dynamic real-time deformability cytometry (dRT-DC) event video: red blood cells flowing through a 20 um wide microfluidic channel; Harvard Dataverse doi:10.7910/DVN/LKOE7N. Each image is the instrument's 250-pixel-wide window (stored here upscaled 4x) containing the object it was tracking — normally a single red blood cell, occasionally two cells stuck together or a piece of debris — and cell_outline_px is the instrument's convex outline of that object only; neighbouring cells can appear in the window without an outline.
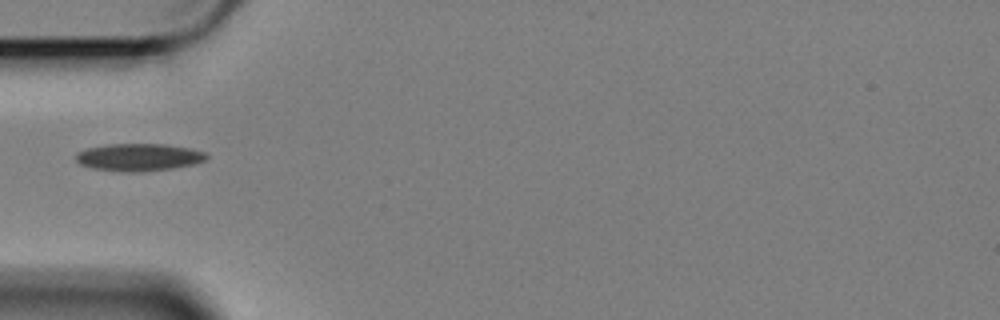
{"species": "Egyptian fruit bat (a non-hibernating species)", "species_latin": "Rousettus aegyptiacus", "temperature_condition": "cold", "stored_images_in_passage": 10, "camera_frame_rate_fps": 3000, "um_per_image_px": 0.085, "animal": {"sex": "female"}, "frame": {"image": 1, "passage_image": 1, "time_ms": 0.0, "image_size_px": [1000, 320], "cell_outline_px": [[208, 160], [196, 164], [172, 168], [136, 172], [132, 172], [92, 168], [80, 164], [76, 160], [76, 152], [88, 148], [108, 144], [164, 144], [192, 148], [204, 152], [208, 156]], "centroid_in_image_um": [11.84, 13.35], "position_along_channel_um": 73.2, "area_um2": 20.87}}
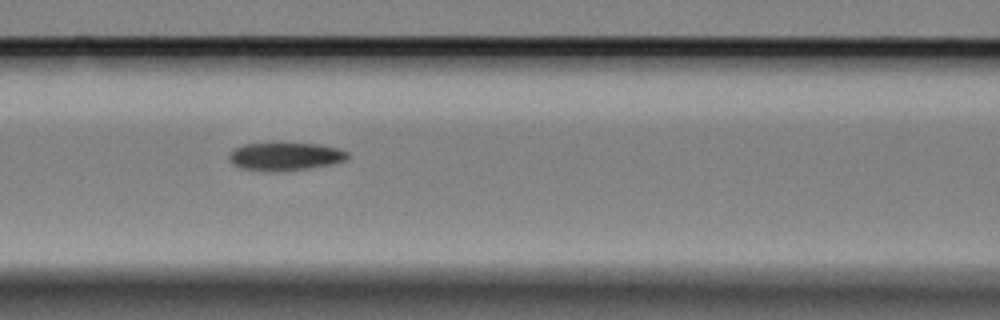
{"frame": {"image": 2, "passage_image": 7, "time_ms": 2.0, "image_size_px": [1000, 320], "cell_outline_px": [[348, 156], [344, 160], [332, 164], [308, 168], [240, 168], [232, 164], [228, 160], [228, 156], [236, 148], [244, 144], [280, 140], [316, 144], [336, 148], [348, 152]], "centroid_in_image_um": [24.23, 13.2], "position_along_channel_um": 142.4, "area_um2": 19.02}}
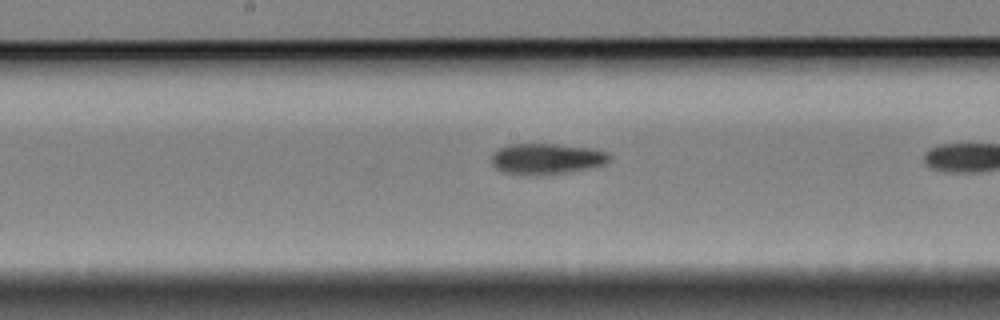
{"frame": {"image": 3, "passage_image": 9, "time_ms": 2.667, "image_size_px": [1000, 320], "cell_outline_px": [[612, 160], [604, 164], [588, 168], [568, 172], [536, 176], [504, 172], [496, 168], [492, 164], [492, 152], [496, 148], [508, 144], [556, 144], [596, 148], [608, 152], [612, 156]], "centroid_in_image_um": [46.48, 13.49], "position_along_channel_um": 201.7, "area_um2": 21.62}}